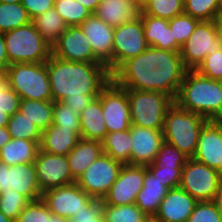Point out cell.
<instances>
[{"label": "cell", "mask_w": 222, "mask_h": 222, "mask_svg": "<svg viewBox=\"0 0 222 222\" xmlns=\"http://www.w3.org/2000/svg\"><path fill=\"white\" fill-rule=\"evenodd\" d=\"M86 35L94 55L113 73L114 27L91 14L80 25Z\"/></svg>", "instance_id": "17"}, {"label": "cell", "mask_w": 222, "mask_h": 222, "mask_svg": "<svg viewBox=\"0 0 222 222\" xmlns=\"http://www.w3.org/2000/svg\"><path fill=\"white\" fill-rule=\"evenodd\" d=\"M103 117L101 100L97 97L80 113V137L101 142L108 133Z\"/></svg>", "instance_id": "27"}, {"label": "cell", "mask_w": 222, "mask_h": 222, "mask_svg": "<svg viewBox=\"0 0 222 222\" xmlns=\"http://www.w3.org/2000/svg\"><path fill=\"white\" fill-rule=\"evenodd\" d=\"M141 7L133 0H101L94 13L102 21L117 27L139 17Z\"/></svg>", "instance_id": "21"}, {"label": "cell", "mask_w": 222, "mask_h": 222, "mask_svg": "<svg viewBox=\"0 0 222 222\" xmlns=\"http://www.w3.org/2000/svg\"><path fill=\"white\" fill-rule=\"evenodd\" d=\"M10 87L29 100H52L46 63H13L6 69Z\"/></svg>", "instance_id": "7"}, {"label": "cell", "mask_w": 222, "mask_h": 222, "mask_svg": "<svg viewBox=\"0 0 222 222\" xmlns=\"http://www.w3.org/2000/svg\"><path fill=\"white\" fill-rule=\"evenodd\" d=\"M44 41L52 48L65 32L67 25L55 8L45 11L31 21Z\"/></svg>", "instance_id": "30"}, {"label": "cell", "mask_w": 222, "mask_h": 222, "mask_svg": "<svg viewBox=\"0 0 222 222\" xmlns=\"http://www.w3.org/2000/svg\"><path fill=\"white\" fill-rule=\"evenodd\" d=\"M186 70L180 52L149 46L123 62L111 80L122 88L163 92L175 100Z\"/></svg>", "instance_id": "1"}, {"label": "cell", "mask_w": 222, "mask_h": 222, "mask_svg": "<svg viewBox=\"0 0 222 222\" xmlns=\"http://www.w3.org/2000/svg\"><path fill=\"white\" fill-rule=\"evenodd\" d=\"M197 202L180 187L169 189L155 217L162 222H187Z\"/></svg>", "instance_id": "20"}, {"label": "cell", "mask_w": 222, "mask_h": 222, "mask_svg": "<svg viewBox=\"0 0 222 222\" xmlns=\"http://www.w3.org/2000/svg\"><path fill=\"white\" fill-rule=\"evenodd\" d=\"M39 149L35 141L12 138L0 150V162L8 166L34 162Z\"/></svg>", "instance_id": "28"}, {"label": "cell", "mask_w": 222, "mask_h": 222, "mask_svg": "<svg viewBox=\"0 0 222 222\" xmlns=\"http://www.w3.org/2000/svg\"><path fill=\"white\" fill-rule=\"evenodd\" d=\"M10 186L30 201L42 198L34 162L10 166Z\"/></svg>", "instance_id": "25"}, {"label": "cell", "mask_w": 222, "mask_h": 222, "mask_svg": "<svg viewBox=\"0 0 222 222\" xmlns=\"http://www.w3.org/2000/svg\"><path fill=\"white\" fill-rule=\"evenodd\" d=\"M222 131V111L212 120Z\"/></svg>", "instance_id": "57"}, {"label": "cell", "mask_w": 222, "mask_h": 222, "mask_svg": "<svg viewBox=\"0 0 222 222\" xmlns=\"http://www.w3.org/2000/svg\"><path fill=\"white\" fill-rule=\"evenodd\" d=\"M101 143L104 154L123 165L130 164L132 148L130 130L107 133Z\"/></svg>", "instance_id": "29"}, {"label": "cell", "mask_w": 222, "mask_h": 222, "mask_svg": "<svg viewBox=\"0 0 222 222\" xmlns=\"http://www.w3.org/2000/svg\"><path fill=\"white\" fill-rule=\"evenodd\" d=\"M47 222H70L68 218L52 215Z\"/></svg>", "instance_id": "56"}, {"label": "cell", "mask_w": 222, "mask_h": 222, "mask_svg": "<svg viewBox=\"0 0 222 222\" xmlns=\"http://www.w3.org/2000/svg\"><path fill=\"white\" fill-rule=\"evenodd\" d=\"M34 164L41 193L76 182L64 155L51 154L39 149Z\"/></svg>", "instance_id": "14"}, {"label": "cell", "mask_w": 222, "mask_h": 222, "mask_svg": "<svg viewBox=\"0 0 222 222\" xmlns=\"http://www.w3.org/2000/svg\"><path fill=\"white\" fill-rule=\"evenodd\" d=\"M31 21L21 3L0 2V33L27 25Z\"/></svg>", "instance_id": "32"}, {"label": "cell", "mask_w": 222, "mask_h": 222, "mask_svg": "<svg viewBox=\"0 0 222 222\" xmlns=\"http://www.w3.org/2000/svg\"><path fill=\"white\" fill-rule=\"evenodd\" d=\"M219 9V0H184V13L200 21L214 20Z\"/></svg>", "instance_id": "39"}, {"label": "cell", "mask_w": 222, "mask_h": 222, "mask_svg": "<svg viewBox=\"0 0 222 222\" xmlns=\"http://www.w3.org/2000/svg\"><path fill=\"white\" fill-rule=\"evenodd\" d=\"M53 214L42 200L30 201L15 222H47Z\"/></svg>", "instance_id": "43"}, {"label": "cell", "mask_w": 222, "mask_h": 222, "mask_svg": "<svg viewBox=\"0 0 222 222\" xmlns=\"http://www.w3.org/2000/svg\"><path fill=\"white\" fill-rule=\"evenodd\" d=\"M7 129L12 138L28 139L40 145L42 131L20 111L9 118Z\"/></svg>", "instance_id": "34"}, {"label": "cell", "mask_w": 222, "mask_h": 222, "mask_svg": "<svg viewBox=\"0 0 222 222\" xmlns=\"http://www.w3.org/2000/svg\"><path fill=\"white\" fill-rule=\"evenodd\" d=\"M54 1L55 0H22L21 4L32 20L45 11L54 8Z\"/></svg>", "instance_id": "48"}, {"label": "cell", "mask_w": 222, "mask_h": 222, "mask_svg": "<svg viewBox=\"0 0 222 222\" xmlns=\"http://www.w3.org/2000/svg\"><path fill=\"white\" fill-rule=\"evenodd\" d=\"M129 130L132 138L130 164L139 166L151 165L164 143L162 130L136 125H131Z\"/></svg>", "instance_id": "18"}, {"label": "cell", "mask_w": 222, "mask_h": 222, "mask_svg": "<svg viewBox=\"0 0 222 222\" xmlns=\"http://www.w3.org/2000/svg\"><path fill=\"white\" fill-rule=\"evenodd\" d=\"M52 100H29L21 99L19 111L32 121L41 131H44L53 124Z\"/></svg>", "instance_id": "31"}, {"label": "cell", "mask_w": 222, "mask_h": 222, "mask_svg": "<svg viewBox=\"0 0 222 222\" xmlns=\"http://www.w3.org/2000/svg\"><path fill=\"white\" fill-rule=\"evenodd\" d=\"M30 200L17 191L10 189L0 195V211L13 222L20 212L29 204Z\"/></svg>", "instance_id": "40"}, {"label": "cell", "mask_w": 222, "mask_h": 222, "mask_svg": "<svg viewBox=\"0 0 222 222\" xmlns=\"http://www.w3.org/2000/svg\"><path fill=\"white\" fill-rule=\"evenodd\" d=\"M207 121L203 116L182 109L174 102L165 116L162 130L164 141L193 158L201 129Z\"/></svg>", "instance_id": "4"}, {"label": "cell", "mask_w": 222, "mask_h": 222, "mask_svg": "<svg viewBox=\"0 0 222 222\" xmlns=\"http://www.w3.org/2000/svg\"><path fill=\"white\" fill-rule=\"evenodd\" d=\"M54 216L68 218L89 209L98 199L86 194L77 183L49 189L41 198Z\"/></svg>", "instance_id": "11"}, {"label": "cell", "mask_w": 222, "mask_h": 222, "mask_svg": "<svg viewBox=\"0 0 222 222\" xmlns=\"http://www.w3.org/2000/svg\"><path fill=\"white\" fill-rule=\"evenodd\" d=\"M0 222H13V221L10 220L6 215H4V214L0 211Z\"/></svg>", "instance_id": "58"}, {"label": "cell", "mask_w": 222, "mask_h": 222, "mask_svg": "<svg viewBox=\"0 0 222 222\" xmlns=\"http://www.w3.org/2000/svg\"><path fill=\"white\" fill-rule=\"evenodd\" d=\"M219 210V212L221 213L222 215V177L219 181V184H218V189H217V192H216V196L213 200Z\"/></svg>", "instance_id": "52"}, {"label": "cell", "mask_w": 222, "mask_h": 222, "mask_svg": "<svg viewBox=\"0 0 222 222\" xmlns=\"http://www.w3.org/2000/svg\"><path fill=\"white\" fill-rule=\"evenodd\" d=\"M183 167L147 168L168 189L178 188L181 182Z\"/></svg>", "instance_id": "46"}, {"label": "cell", "mask_w": 222, "mask_h": 222, "mask_svg": "<svg viewBox=\"0 0 222 222\" xmlns=\"http://www.w3.org/2000/svg\"><path fill=\"white\" fill-rule=\"evenodd\" d=\"M146 166L126 164L118 179L103 198V203L112 206L135 204L137 194L143 188Z\"/></svg>", "instance_id": "15"}, {"label": "cell", "mask_w": 222, "mask_h": 222, "mask_svg": "<svg viewBox=\"0 0 222 222\" xmlns=\"http://www.w3.org/2000/svg\"><path fill=\"white\" fill-rule=\"evenodd\" d=\"M80 139L81 137L72 128H61L52 124L42 131L39 146L42 151L67 156Z\"/></svg>", "instance_id": "23"}, {"label": "cell", "mask_w": 222, "mask_h": 222, "mask_svg": "<svg viewBox=\"0 0 222 222\" xmlns=\"http://www.w3.org/2000/svg\"><path fill=\"white\" fill-rule=\"evenodd\" d=\"M148 47L140 16L133 21L114 27L113 72L123 62L143 53Z\"/></svg>", "instance_id": "13"}, {"label": "cell", "mask_w": 222, "mask_h": 222, "mask_svg": "<svg viewBox=\"0 0 222 222\" xmlns=\"http://www.w3.org/2000/svg\"><path fill=\"white\" fill-rule=\"evenodd\" d=\"M52 55L65 61L102 63L94 55L80 26H67L65 32L52 47Z\"/></svg>", "instance_id": "16"}, {"label": "cell", "mask_w": 222, "mask_h": 222, "mask_svg": "<svg viewBox=\"0 0 222 222\" xmlns=\"http://www.w3.org/2000/svg\"><path fill=\"white\" fill-rule=\"evenodd\" d=\"M140 14L170 20L184 13V0H144Z\"/></svg>", "instance_id": "33"}, {"label": "cell", "mask_w": 222, "mask_h": 222, "mask_svg": "<svg viewBox=\"0 0 222 222\" xmlns=\"http://www.w3.org/2000/svg\"><path fill=\"white\" fill-rule=\"evenodd\" d=\"M195 70L205 77L222 81V48L207 55Z\"/></svg>", "instance_id": "45"}, {"label": "cell", "mask_w": 222, "mask_h": 222, "mask_svg": "<svg viewBox=\"0 0 222 222\" xmlns=\"http://www.w3.org/2000/svg\"><path fill=\"white\" fill-rule=\"evenodd\" d=\"M222 48L214 21H200L181 46L180 56L187 70H195L209 54Z\"/></svg>", "instance_id": "8"}, {"label": "cell", "mask_w": 222, "mask_h": 222, "mask_svg": "<svg viewBox=\"0 0 222 222\" xmlns=\"http://www.w3.org/2000/svg\"><path fill=\"white\" fill-rule=\"evenodd\" d=\"M12 139L8 132L7 126L0 128V150L1 148Z\"/></svg>", "instance_id": "54"}, {"label": "cell", "mask_w": 222, "mask_h": 222, "mask_svg": "<svg viewBox=\"0 0 222 222\" xmlns=\"http://www.w3.org/2000/svg\"><path fill=\"white\" fill-rule=\"evenodd\" d=\"M45 63L52 101L63 102L79 116L111 81L103 63L65 61L52 54Z\"/></svg>", "instance_id": "2"}, {"label": "cell", "mask_w": 222, "mask_h": 222, "mask_svg": "<svg viewBox=\"0 0 222 222\" xmlns=\"http://www.w3.org/2000/svg\"><path fill=\"white\" fill-rule=\"evenodd\" d=\"M168 22L172 30L173 38L182 46L190 38V35L194 32L200 20L186 13H182L168 20Z\"/></svg>", "instance_id": "41"}, {"label": "cell", "mask_w": 222, "mask_h": 222, "mask_svg": "<svg viewBox=\"0 0 222 222\" xmlns=\"http://www.w3.org/2000/svg\"><path fill=\"white\" fill-rule=\"evenodd\" d=\"M122 167L123 164L102 153L76 180V183L86 194L103 200L118 179Z\"/></svg>", "instance_id": "10"}, {"label": "cell", "mask_w": 222, "mask_h": 222, "mask_svg": "<svg viewBox=\"0 0 222 222\" xmlns=\"http://www.w3.org/2000/svg\"><path fill=\"white\" fill-rule=\"evenodd\" d=\"M133 1H135L137 4L141 6L144 0H133Z\"/></svg>", "instance_id": "61"}, {"label": "cell", "mask_w": 222, "mask_h": 222, "mask_svg": "<svg viewBox=\"0 0 222 222\" xmlns=\"http://www.w3.org/2000/svg\"><path fill=\"white\" fill-rule=\"evenodd\" d=\"M213 21H214L218 36L222 40V9H219Z\"/></svg>", "instance_id": "53"}, {"label": "cell", "mask_w": 222, "mask_h": 222, "mask_svg": "<svg viewBox=\"0 0 222 222\" xmlns=\"http://www.w3.org/2000/svg\"><path fill=\"white\" fill-rule=\"evenodd\" d=\"M219 7L222 9V0H219Z\"/></svg>", "instance_id": "62"}, {"label": "cell", "mask_w": 222, "mask_h": 222, "mask_svg": "<svg viewBox=\"0 0 222 222\" xmlns=\"http://www.w3.org/2000/svg\"><path fill=\"white\" fill-rule=\"evenodd\" d=\"M10 116L3 111H0V128L7 126Z\"/></svg>", "instance_id": "55"}, {"label": "cell", "mask_w": 222, "mask_h": 222, "mask_svg": "<svg viewBox=\"0 0 222 222\" xmlns=\"http://www.w3.org/2000/svg\"><path fill=\"white\" fill-rule=\"evenodd\" d=\"M21 97L10 87L6 70L0 69V111L10 117L19 111Z\"/></svg>", "instance_id": "38"}, {"label": "cell", "mask_w": 222, "mask_h": 222, "mask_svg": "<svg viewBox=\"0 0 222 222\" xmlns=\"http://www.w3.org/2000/svg\"><path fill=\"white\" fill-rule=\"evenodd\" d=\"M102 213L106 222H144L148 217L136 204L112 206L103 201Z\"/></svg>", "instance_id": "35"}, {"label": "cell", "mask_w": 222, "mask_h": 222, "mask_svg": "<svg viewBox=\"0 0 222 222\" xmlns=\"http://www.w3.org/2000/svg\"><path fill=\"white\" fill-rule=\"evenodd\" d=\"M187 222H222L214 201H198Z\"/></svg>", "instance_id": "44"}, {"label": "cell", "mask_w": 222, "mask_h": 222, "mask_svg": "<svg viewBox=\"0 0 222 222\" xmlns=\"http://www.w3.org/2000/svg\"><path fill=\"white\" fill-rule=\"evenodd\" d=\"M174 102L182 109L213 120L222 111V81L186 70Z\"/></svg>", "instance_id": "3"}, {"label": "cell", "mask_w": 222, "mask_h": 222, "mask_svg": "<svg viewBox=\"0 0 222 222\" xmlns=\"http://www.w3.org/2000/svg\"><path fill=\"white\" fill-rule=\"evenodd\" d=\"M222 174L193 158H189L182 168L179 187L197 201H213Z\"/></svg>", "instance_id": "9"}, {"label": "cell", "mask_w": 222, "mask_h": 222, "mask_svg": "<svg viewBox=\"0 0 222 222\" xmlns=\"http://www.w3.org/2000/svg\"><path fill=\"white\" fill-rule=\"evenodd\" d=\"M9 65L13 63H43L52 48L44 41L32 22L3 33Z\"/></svg>", "instance_id": "6"}, {"label": "cell", "mask_w": 222, "mask_h": 222, "mask_svg": "<svg viewBox=\"0 0 222 222\" xmlns=\"http://www.w3.org/2000/svg\"><path fill=\"white\" fill-rule=\"evenodd\" d=\"M102 113L108 133L129 130L131 123L127 92L112 80L101 90Z\"/></svg>", "instance_id": "12"}, {"label": "cell", "mask_w": 222, "mask_h": 222, "mask_svg": "<svg viewBox=\"0 0 222 222\" xmlns=\"http://www.w3.org/2000/svg\"><path fill=\"white\" fill-rule=\"evenodd\" d=\"M9 66L7 49L5 47V38L3 33H0V69L6 70Z\"/></svg>", "instance_id": "50"}, {"label": "cell", "mask_w": 222, "mask_h": 222, "mask_svg": "<svg viewBox=\"0 0 222 222\" xmlns=\"http://www.w3.org/2000/svg\"><path fill=\"white\" fill-rule=\"evenodd\" d=\"M144 222H162V221L158 220L155 216H149Z\"/></svg>", "instance_id": "59"}, {"label": "cell", "mask_w": 222, "mask_h": 222, "mask_svg": "<svg viewBox=\"0 0 222 222\" xmlns=\"http://www.w3.org/2000/svg\"><path fill=\"white\" fill-rule=\"evenodd\" d=\"M70 222H106L102 213V200H97L89 209L76 214Z\"/></svg>", "instance_id": "47"}, {"label": "cell", "mask_w": 222, "mask_h": 222, "mask_svg": "<svg viewBox=\"0 0 222 222\" xmlns=\"http://www.w3.org/2000/svg\"><path fill=\"white\" fill-rule=\"evenodd\" d=\"M22 0H0L3 3H21Z\"/></svg>", "instance_id": "60"}, {"label": "cell", "mask_w": 222, "mask_h": 222, "mask_svg": "<svg viewBox=\"0 0 222 222\" xmlns=\"http://www.w3.org/2000/svg\"><path fill=\"white\" fill-rule=\"evenodd\" d=\"M94 14L101 0H76Z\"/></svg>", "instance_id": "51"}, {"label": "cell", "mask_w": 222, "mask_h": 222, "mask_svg": "<svg viewBox=\"0 0 222 222\" xmlns=\"http://www.w3.org/2000/svg\"><path fill=\"white\" fill-rule=\"evenodd\" d=\"M189 157L164 141L153 163L146 168L183 167Z\"/></svg>", "instance_id": "37"}, {"label": "cell", "mask_w": 222, "mask_h": 222, "mask_svg": "<svg viewBox=\"0 0 222 222\" xmlns=\"http://www.w3.org/2000/svg\"><path fill=\"white\" fill-rule=\"evenodd\" d=\"M53 125L61 128H72L80 136L81 126L79 115L61 101H54Z\"/></svg>", "instance_id": "42"}, {"label": "cell", "mask_w": 222, "mask_h": 222, "mask_svg": "<svg viewBox=\"0 0 222 222\" xmlns=\"http://www.w3.org/2000/svg\"><path fill=\"white\" fill-rule=\"evenodd\" d=\"M10 166L6 163L0 162V195L4 191H10Z\"/></svg>", "instance_id": "49"}, {"label": "cell", "mask_w": 222, "mask_h": 222, "mask_svg": "<svg viewBox=\"0 0 222 222\" xmlns=\"http://www.w3.org/2000/svg\"><path fill=\"white\" fill-rule=\"evenodd\" d=\"M168 191L169 189L147 170L145 172L143 188L137 194L135 204L148 217L155 216L159 210L160 203Z\"/></svg>", "instance_id": "26"}, {"label": "cell", "mask_w": 222, "mask_h": 222, "mask_svg": "<svg viewBox=\"0 0 222 222\" xmlns=\"http://www.w3.org/2000/svg\"><path fill=\"white\" fill-rule=\"evenodd\" d=\"M102 153L100 141L81 138L66 156L73 179L76 181Z\"/></svg>", "instance_id": "24"}, {"label": "cell", "mask_w": 222, "mask_h": 222, "mask_svg": "<svg viewBox=\"0 0 222 222\" xmlns=\"http://www.w3.org/2000/svg\"><path fill=\"white\" fill-rule=\"evenodd\" d=\"M54 8L67 26H79L92 14L76 0H55Z\"/></svg>", "instance_id": "36"}, {"label": "cell", "mask_w": 222, "mask_h": 222, "mask_svg": "<svg viewBox=\"0 0 222 222\" xmlns=\"http://www.w3.org/2000/svg\"><path fill=\"white\" fill-rule=\"evenodd\" d=\"M139 16L143 21L144 36L149 46L180 52L181 46L173 38L168 20L148 14H139Z\"/></svg>", "instance_id": "22"}, {"label": "cell", "mask_w": 222, "mask_h": 222, "mask_svg": "<svg viewBox=\"0 0 222 222\" xmlns=\"http://www.w3.org/2000/svg\"><path fill=\"white\" fill-rule=\"evenodd\" d=\"M193 159L222 174V131L212 120L201 129Z\"/></svg>", "instance_id": "19"}, {"label": "cell", "mask_w": 222, "mask_h": 222, "mask_svg": "<svg viewBox=\"0 0 222 222\" xmlns=\"http://www.w3.org/2000/svg\"><path fill=\"white\" fill-rule=\"evenodd\" d=\"M124 89L129 100L132 125L163 130L166 113L174 99L163 92Z\"/></svg>", "instance_id": "5"}]
</instances>
